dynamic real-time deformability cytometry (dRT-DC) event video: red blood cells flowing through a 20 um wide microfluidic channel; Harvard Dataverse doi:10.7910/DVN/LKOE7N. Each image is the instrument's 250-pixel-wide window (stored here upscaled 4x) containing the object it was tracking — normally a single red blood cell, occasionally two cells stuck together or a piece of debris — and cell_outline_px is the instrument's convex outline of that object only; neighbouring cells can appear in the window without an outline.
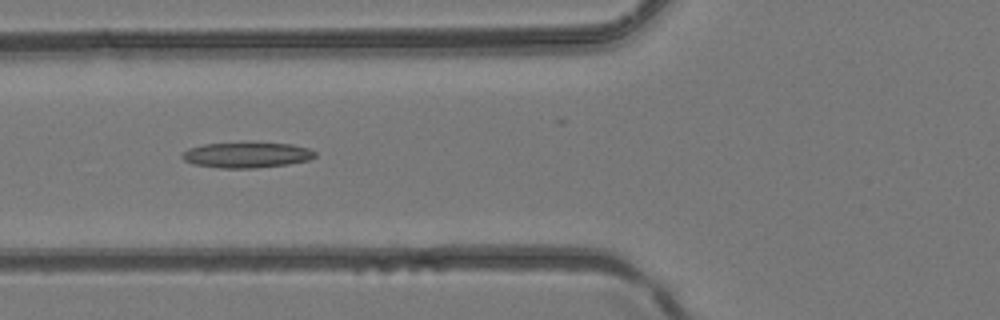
{"species": "common noctule bat (a hibernating species)", "species_latin": "Nyctalus noctula", "temperature_condition": "room temperature", "stored_images_in_passage": 6, "camera_frame_rate_fps": 3000, "um_per_image_px": 0.085, "animal": {"sex": "female", "body_mass_g": 24.6, "forearm_length_mm": 56.2}, "frame": {"image": 1, "passage_image": 5, "time_ms": 1.333, "image_size_px": [1000, 320], "cell_outline_px": [[316, 156], [308, 160], [288, 164], [256, 168], [220, 168], [192, 164], [184, 160], [180, 156], [188, 148], [204, 144], [292, 144], [308, 148], [316, 152]], "centroid_in_image_um": [20.95, 13.2], "position_along_channel_um": 104.8, "area_um2": 19.36}}